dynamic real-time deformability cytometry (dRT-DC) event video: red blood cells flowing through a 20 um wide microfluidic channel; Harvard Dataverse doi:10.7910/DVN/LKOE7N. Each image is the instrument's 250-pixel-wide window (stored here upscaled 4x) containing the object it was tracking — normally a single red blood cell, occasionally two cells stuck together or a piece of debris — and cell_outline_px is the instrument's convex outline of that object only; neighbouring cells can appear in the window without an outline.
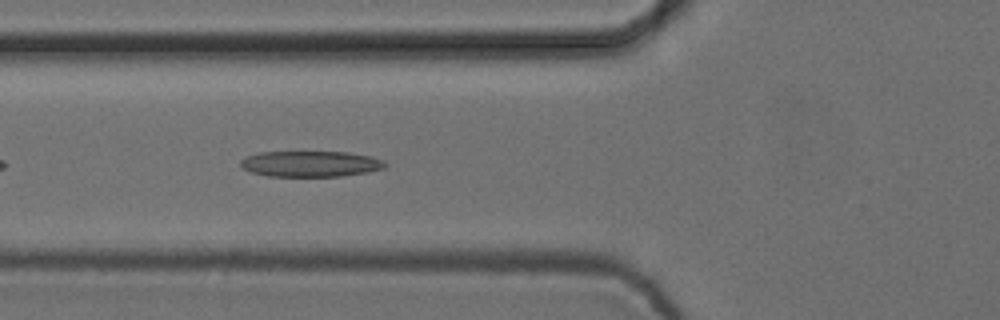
{"species": "common noctule bat (a hibernating species)", "species_latin": "Nyctalus noctula", "temperature_condition": "cold", "stored_images_in_passage": 40, "camera_frame_rate_fps": 3000, "um_per_image_px": 0.085, "animal": {"sex": "female", "body_mass_g": 24.6, "forearm_length_mm": 56.2}, "frame": {"image": 1, "passage_image": 6, "time_ms": 1.667, "image_size_px": [1000, 320], "cell_outline_px": [[388, 164], [384, 168], [368, 172], [340, 176], [268, 176], [252, 172], [244, 168], [240, 164], [240, 160], [244, 156], [260, 152], [348, 152], [372, 156], [384, 160]], "centroid_in_image_um": [26.42, 13.92], "position_along_channel_um": 99.4, "area_um2": 21.85}}
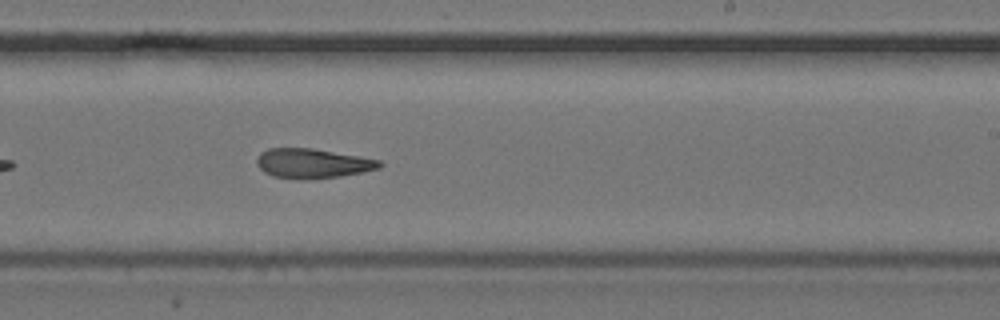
{"frame": {"image": 2, "passage_image": 19, "time_ms": 6.0, "image_size_px": [1000, 320], "cell_outline_px": [[384, 164], [380, 168], [340, 176], [272, 176], [264, 172], [256, 164], [256, 160], [260, 152], [268, 148], [312, 148], [360, 156], [380, 160]], "centroid_in_image_um": [26.58, 13.83], "position_along_channel_um": 262.4, "area_um2": 20.29}}
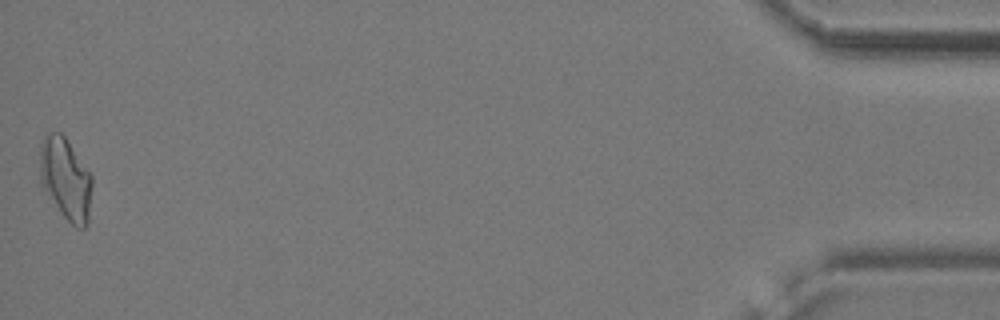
{"frame": {"image": 3, "passage_image": 40, "time_ms": 13.0, "image_size_px": [1000, 320], "cell_outline_px": [[92, 184], [88, 224], [84, 228], [76, 228], [60, 212], [40, 184], [40, 144], [48, 132], [60, 132], [64, 136], [92, 176]], "centroid_in_image_um": [5.57, 15.22], "position_along_channel_um": 429.6, "area_um2": 24.8}, "authors_computed_cell_mechanics": {"area_um2": 21.7906, "velocity_mm_per_s": 3.7519, "shape_relaxation_time_tau1_ms": null, "shape_relaxation_time_tau2_ms": 4.0253, "deformation_change_tau1": null, "deformation_change_tau2": 0.1329}}